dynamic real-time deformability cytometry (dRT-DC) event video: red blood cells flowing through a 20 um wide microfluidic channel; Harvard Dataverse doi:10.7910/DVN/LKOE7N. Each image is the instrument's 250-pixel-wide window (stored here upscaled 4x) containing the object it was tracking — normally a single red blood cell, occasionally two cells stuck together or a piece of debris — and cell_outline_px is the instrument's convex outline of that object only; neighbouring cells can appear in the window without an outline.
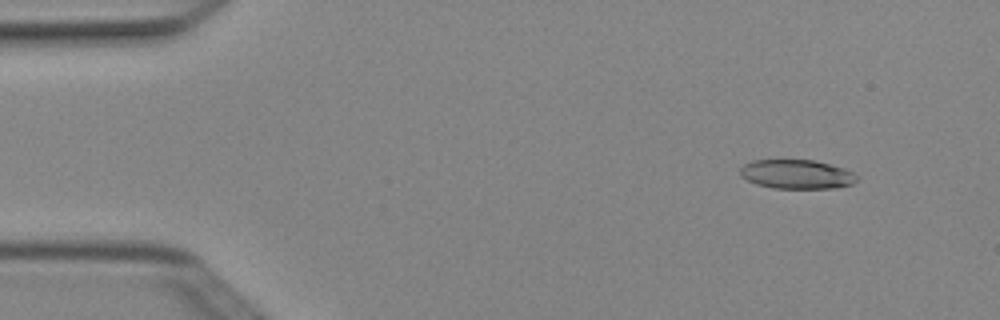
{"species": "Egyptian fruit bat (a non-hibernating species)", "species_latin": "Rousettus aegyptiacus", "temperature_condition": "cold", "stored_images_in_passage": 4, "camera_frame_rate_fps": 3000, "um_per_image_px": 0.085, "animal": {"sex": "female"}, "frame": {"image": 1, "passage_image": 2, "time_ms": 0.333, "image_size_px": [1000, 320], "cell_outline_px": [[856, 180], [852, 184], [836, 188], [772, 188], [756, 184], [740, 176], [740, 168], [744, 164], [752, 160], [816, 160], [844, 168], [852, 172], [856, 176]], "centroid_in_image_um": [67.7, 14.81], "position_along_channel_um": 17.3, "area_um2": 19.83}}